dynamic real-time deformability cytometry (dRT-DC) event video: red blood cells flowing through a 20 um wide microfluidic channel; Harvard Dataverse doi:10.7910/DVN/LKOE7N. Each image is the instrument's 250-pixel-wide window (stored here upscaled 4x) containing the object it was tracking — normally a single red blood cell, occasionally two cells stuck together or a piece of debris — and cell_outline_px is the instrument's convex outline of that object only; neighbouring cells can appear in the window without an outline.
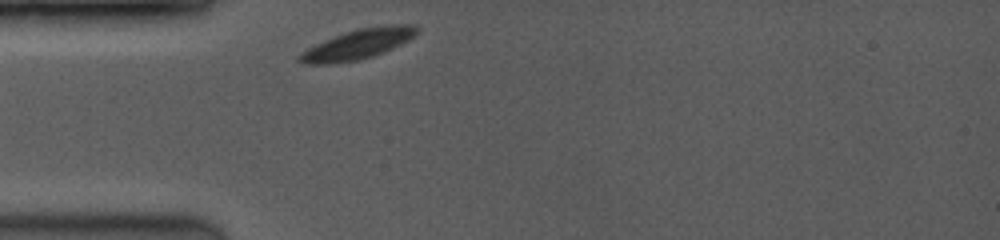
{"species": "common noctule bat (a hibernating species)", "species_latin": "Nyctalus noctula", "temperature_condition": "room temperature", "stored_images_in_passage": 34, "camera_frame_rate_fps": 3500, "um_per_image_px": 0.085, "animal": {"sex": "female", "body_mass_g": 19.0, "forearm_length_mm": 53.3}, "frame": {"image": 1, "passage_image": 1, "time_ms": 0.0, "image_size_px": [1000, 240], "cell_outline_px": [[420, 32], [408, 40], [384, 52], [360, 60], [328, 64], [304, 64], [296, 60], [296, 56], [308, 48], [324, 40], [344, 32], [356, 28], [384, 24], [416, 24], [420, 28]], "centroid_in_image_um": [30.45, 3.73], "position_along_channel_um": 54.5, "area_um2": 20.87}}
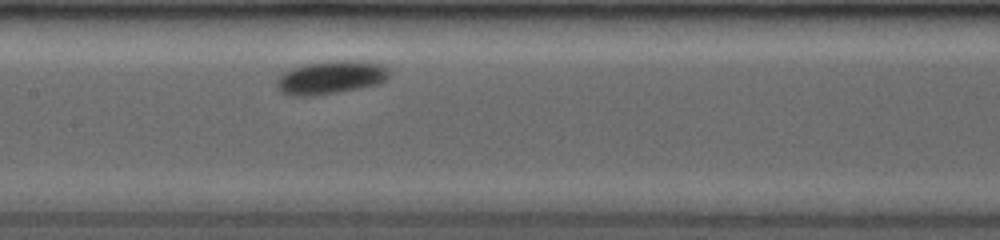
{"frame": {"image": 2, "passage_image": 13, "time_ms": 3.429, "image_size_px": [1000, 240], "cell_outline_px": [[392, 72], [380, 84], [360, 88], [312, 96], [292, 96], [280, 92], [276, 88], [276, 80], [284, 72], [292, 68], [304, 64], [328, 60], [360, 60], [380, 64], [388, 68]], "centroid_in_image_um": [28.11, 6.57], "position_along_channel_um": 179.3, "area_um2": 22.14}}
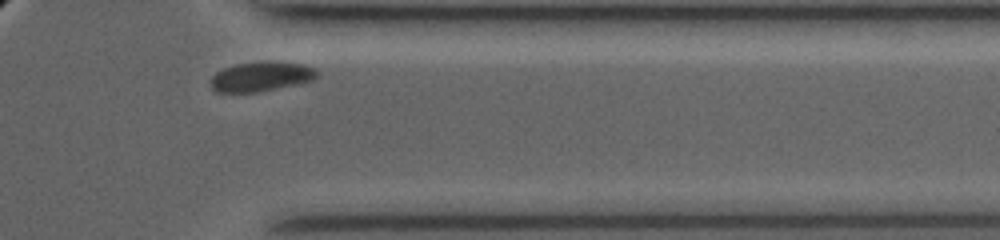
{"frame": {"image": 3, "passage_image": 32, "time_ms": 8.857, "image_size_px": [1000, 240], "cell_outline_px": [[320, 76], [312, 80], [296, 84], [256, 92], [216, 92], [212, 88], [212, 76], [216, 72], [224, 68], [236, 64], [300, 64], [316, 68], [320, 72]], "centroid_in_image_um": [22.21, 6.55], "position_along_channel_um": 389.2, "area_um2": 17.46}}